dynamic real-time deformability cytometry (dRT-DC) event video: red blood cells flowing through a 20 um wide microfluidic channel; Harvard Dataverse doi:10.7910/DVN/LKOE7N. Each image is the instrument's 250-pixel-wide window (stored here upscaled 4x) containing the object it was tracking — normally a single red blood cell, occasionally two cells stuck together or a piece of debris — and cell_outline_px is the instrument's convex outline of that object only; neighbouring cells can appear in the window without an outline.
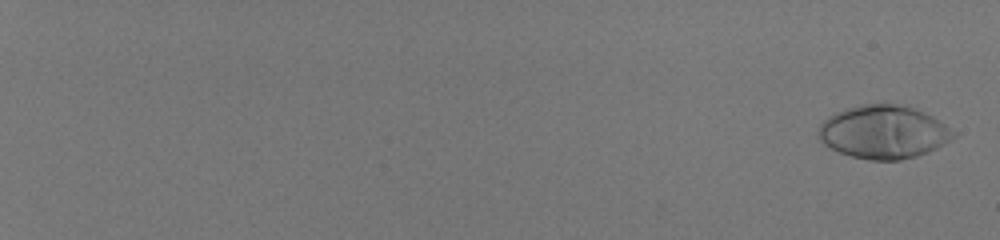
{"species": "human", "species_latin": "Homo sapiens", "temperature_condition": "room temperature", "stored_images_in_passage": 59, "camera_frame_rate_fps": 3000, "um_per_image_px": 0.085, "donor": {"sex": "male"}, "frame": {"image": 1, "passage_image": 2, "time_ms": 0.333, "image_size_px": [1000, 240], "cell_outline_px": [[956, 136], [936, 148], [928, 152], [916, 156], [900, 160], [868, 160], [852, 156], [840, 152], [824, 144], [820, 140], [816, 132], [820, 124], [828, 116], [836, 112], [848, 108], [864, 104], [896, 104], [916, 108], [940, 120], [956, 132]], "centroid_in_image_um": [75.1, 11.22], "position_along_channel_um": 9.9, "area_um2": 41.85}}
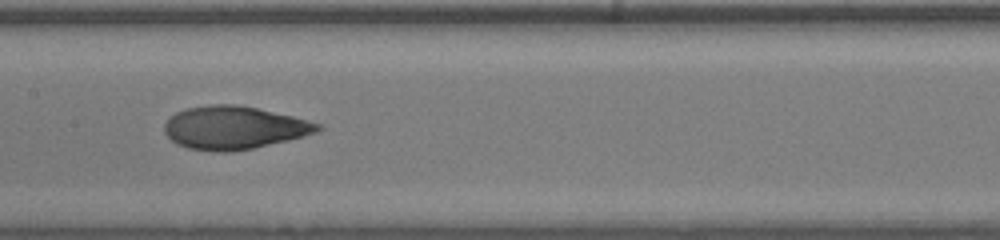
{"frame": {"image": 2, "passage_image": 37, "time_ms": 12.0, "image_size_px": [1000, 240], "cell_outline_px": [[324, 128], [316, 132], [304, 136], [288, 140], [252, 148], [228, 152], [216, 152], [188, 148], [176, 144], [164, 132], [164, 124], [176, 112], [188, 108], [208, 104], [232, 104], [256, 108], [292, 116], [320, 124]], "centroid_in_image_um": [19.87, 10.86], "position_along_channel_um": 187.5, "area_um2": 38.15}}
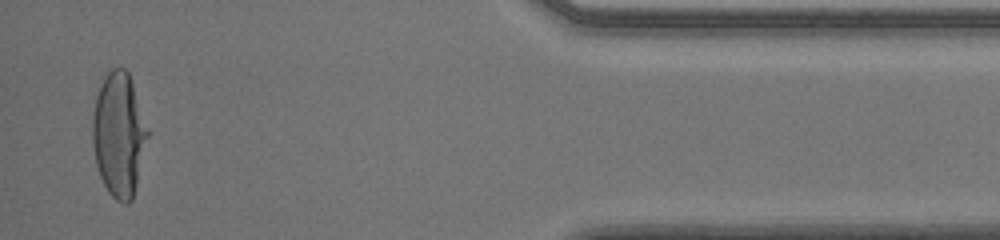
{"frame": {"image": 3, "passage_image": 58, "time_ms": 19.0, "image_size_px": [1000, 240], "cell_outline_px": [[148, 136], [132, 200], [128, 204], [124, 204], [116, 200], [108, 192], [100, 176], [96, 164], [92, 144], [92, 116], [100, 76], [104, 72], [112, 68], [124, 68], [128, 72], [148, 128]], "centroid_in_image_um": [10.07, 11.39], "position_along_channel_um": 425.1, "area_um2": 40.06}, "authors_computed_cell_mechanics": {"area_um2": 38.437, "velocity_mm_per_s": 4.0131, "shape_relaxation_time_tau1_ms": 4.3796, "shape_relaxation_time_tau2_ms": null, "deformation_change_tau1": 0.2371, "deformation_change_tau2": null}}